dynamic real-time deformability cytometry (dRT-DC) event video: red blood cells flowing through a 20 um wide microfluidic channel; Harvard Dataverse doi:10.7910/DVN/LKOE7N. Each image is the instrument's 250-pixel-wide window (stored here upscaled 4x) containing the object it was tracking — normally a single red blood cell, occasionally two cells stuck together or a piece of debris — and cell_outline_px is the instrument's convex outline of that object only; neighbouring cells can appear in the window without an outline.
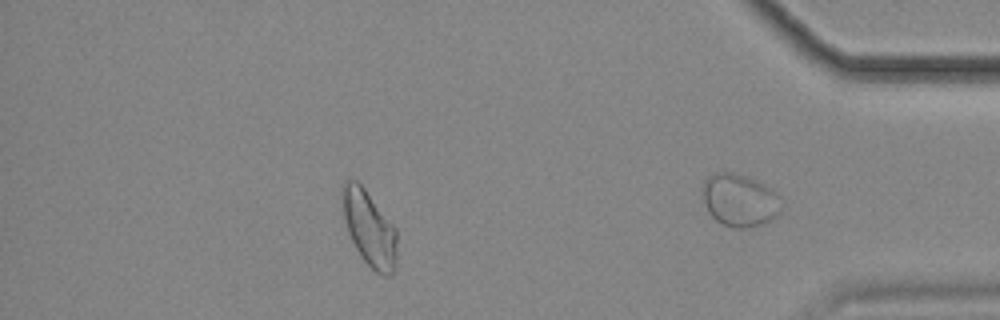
{"species": "common noctule bat (a hibernating species)", "species_latin": "Nyctalus noctula", "temperature_condition": "cold", "stored_images_in_passage": 50, "camera_frame_rate_fps": 3000, "um_per_image_px": 0.085, "animal": {"sex": "female", "body_mass_g": 18.4}, "frame": {"image": 1, "passage_image": 43, "time_ms": 14.0, "image_size_px": [1000, 320], "cell_outline_px": [[396, 264], [392, 272], [388, 276], [384, 276], [376, 272], [360, 256], [348, 232], [344, 220], [340, 192], [340, 188], [348, 180], [356, 180], [364, 188], [396, 228]], "centroid_in_image_um": [31.37, 19.4], "position_along_channel_um": 403.8, "area_um2": 23.87}}